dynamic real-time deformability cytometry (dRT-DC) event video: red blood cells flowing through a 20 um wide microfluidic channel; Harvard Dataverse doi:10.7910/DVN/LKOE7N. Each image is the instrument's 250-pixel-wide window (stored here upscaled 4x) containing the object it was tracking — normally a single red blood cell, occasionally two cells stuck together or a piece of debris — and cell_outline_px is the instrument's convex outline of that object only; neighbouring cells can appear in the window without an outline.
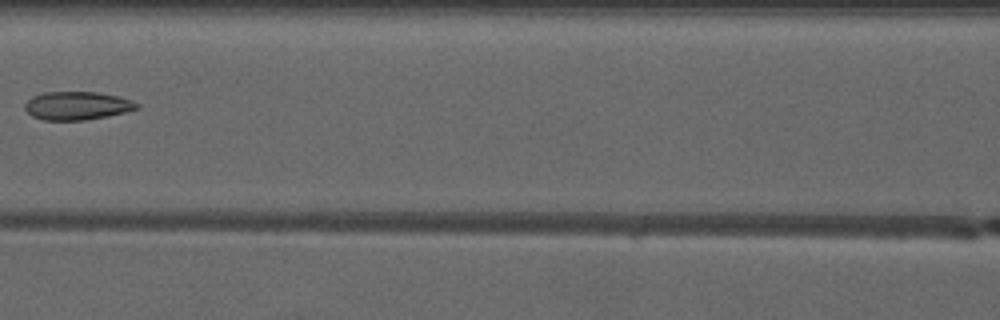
{"species": "common noctule bat (a hibernating species)", "species_latin": "Nyctalus noctula", "temperature_condition": "warm", "stored_images_in_passage": 7, "camera_frame_rate_fps": 3000, "um_per_image_px": 0.085, "animal": {"sex": "male", "forearm_length_mm": 52.5}, "frame": {"image": 1, "passage_image": 6, "time_ms": 7.0, "image_size_px": [1000, 320], "cell_outline_px": [[140, 108], [108, 116], [84, 120], [44, 120], [32, 116], [24, 108], [24, 104], [32, 96], [44, 92], [96, 92], [116, 96], [132, 100], [140, 104]], "centroid_in_image_um": [6.55, 8.98], "position_along_channel_um": 160.1, "area_um2": 18.44}}
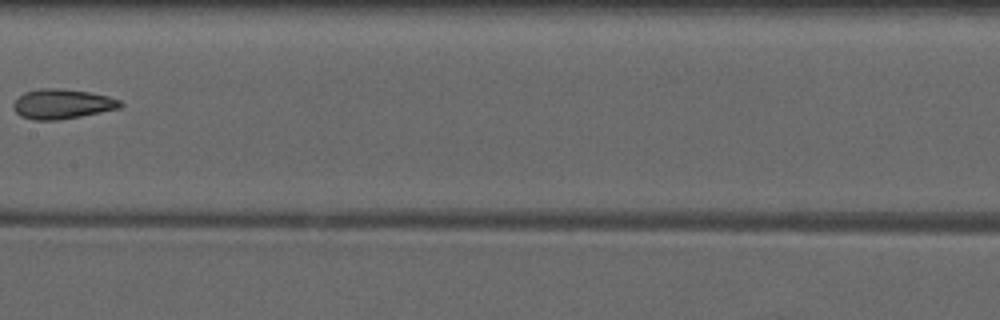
{"frame": {"image": 2, "passage_image": 7, "time_ms": 8.0, "image_size_px": [1000, 320], "cell_outline_px": [[124, 104], [120, 108], [80, 116], [56, 120], [36, 120], [20, 116], [16, 112], [12, 104], [24, 92], [40, 88], [60, 88], [88, 92], [108, 96], [120, 100]], "centroid_in_image_um": [5.28, 8.83], "position_along_channel_um": 202.1, "area_um2": 18.44}}